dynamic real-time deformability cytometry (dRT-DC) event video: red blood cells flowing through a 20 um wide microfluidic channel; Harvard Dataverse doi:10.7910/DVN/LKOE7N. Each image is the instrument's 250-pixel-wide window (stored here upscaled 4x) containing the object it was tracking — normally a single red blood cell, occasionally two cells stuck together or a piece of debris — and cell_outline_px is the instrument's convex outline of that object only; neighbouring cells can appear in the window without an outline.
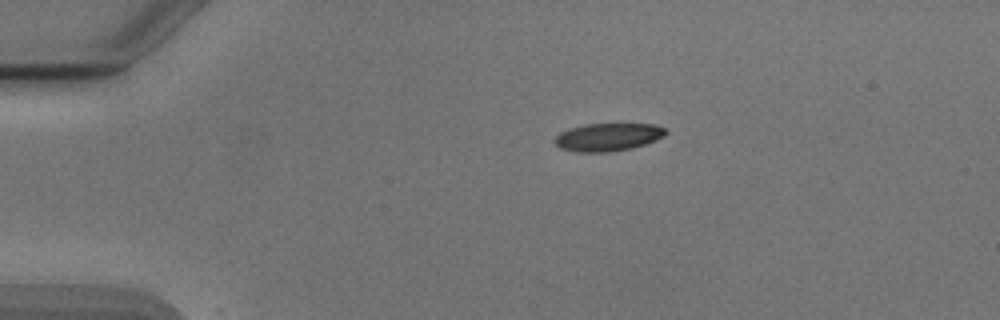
{"species": "Egyptian fruit bat (a non-hibernating species)", "species_latin": "Rousettus aegyptiacus", "temperature_condition": "cold", "stored_images_in_passage": 2, "camera_frame_rate_fps": 3000, "um_per_image_px": 0.085, "animal": {"sex": "male"}, "frame": {"image": 1, "passage_image": 1, "time_ms": 0.0, "image_size_px": [1000, 320], "cell_outline_px": [[668, 132], [664, 136], [656, 140], [632, 148], [612, 152], [576, 152], [560, 148], [552, 140], [560, 132], [568, 128], [584, 124], [656, 124], [664, 128]], "centroid_in_image_um": [51.65, 11.65], "position_along_channel_um": 33.3, "area_um2": 18.21}}